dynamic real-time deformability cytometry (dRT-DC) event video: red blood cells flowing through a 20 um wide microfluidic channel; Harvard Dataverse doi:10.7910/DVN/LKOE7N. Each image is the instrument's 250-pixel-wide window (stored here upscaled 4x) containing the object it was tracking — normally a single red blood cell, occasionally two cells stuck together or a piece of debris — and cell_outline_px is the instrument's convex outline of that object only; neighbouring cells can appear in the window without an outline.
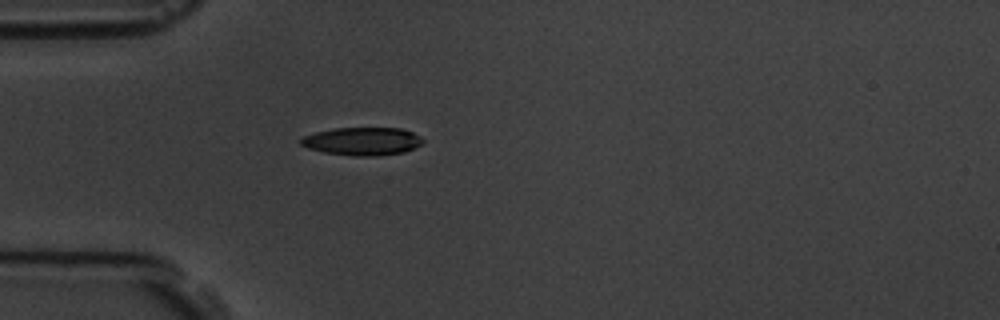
{"species": "common noctule bat (a hibernating species)", "species_latin": "Nyctalus noctula", "temperature_condition": "room temperature", "stored_images_in_passage": 1, "camera_frame_rate_fps": 3000, "um_per_image_px": 0.085, "animal": {"sex": "male", "body_mass_g": 19.5, "forearm_length_mm": 54.6}, "frame": {"image": 1, "passage_image": 1, "time_ms": 0.0, "image_size_px": [1000, 320], "cell_outline_px": [[424, 140], [420, 144], [404, 152], [376, 156], [352, 156], [324, 152], [308, 148], [300, 144], [300, 140], [304, 136], [316, 132], [336, 128], [400, 128], [412, 132], [420, 136]], "centroid_in_image_um": [30.79, 12.01], "position_along_channel_um": 54.2, "area_um2": 19.77}}